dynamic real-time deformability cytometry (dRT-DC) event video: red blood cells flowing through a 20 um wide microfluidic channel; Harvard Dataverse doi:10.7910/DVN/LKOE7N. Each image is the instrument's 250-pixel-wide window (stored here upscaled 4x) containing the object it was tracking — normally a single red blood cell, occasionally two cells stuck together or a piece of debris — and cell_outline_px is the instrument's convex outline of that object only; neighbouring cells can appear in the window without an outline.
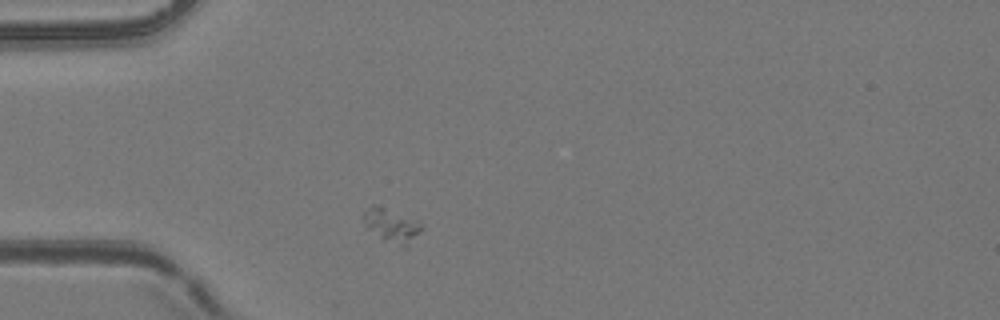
{"species": "common noctule bat (a hibernating species)", "species_latin": "Nyctalus noctula", "temperature_condition": "room temperature", "stored_images_in_passage": 1, "camera_frame_rate_fps": 3000, "um_per_image_px": 0.085, "animal": {"sex": "female", "body_mass_g": 24.6, "forearm_length_mm": 56.2}, "frame": {"image": 1, "passage_image": 1, "time_ms": 0.0, "image_size_px": [1000, 320], "cell_outline_px": [[424, 228], [404, 248], [384, 240], [368, 228], [364, 224], [360, 216], [372, 204], [420, 220]], "centroid_in_image_um": [33.3, 19.15], "position_along_channel_um": 51.7, "area_um2": 11.39}}